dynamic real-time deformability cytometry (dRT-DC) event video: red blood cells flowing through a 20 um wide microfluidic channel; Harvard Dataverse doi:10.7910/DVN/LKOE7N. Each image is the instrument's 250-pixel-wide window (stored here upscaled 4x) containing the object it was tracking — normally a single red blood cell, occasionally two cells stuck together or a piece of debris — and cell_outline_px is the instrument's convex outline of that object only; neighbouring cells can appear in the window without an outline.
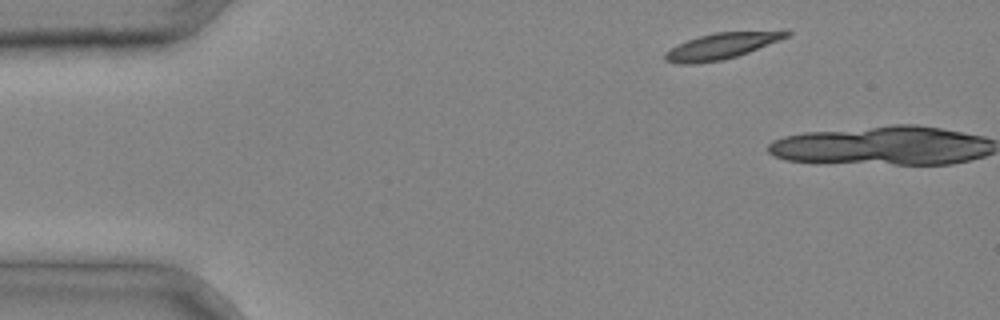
{"species": "common noctule bat (a hibernating species)", "species_latin": "Nyctalus noctula", "temperature_condition": "cold", "stored_images_in_passage": 2, "camera_frame_rate_fps": 3000, "um_per_image_px": 0.085, "animal": {"sex": "male", "body_mass_g": 20.4}, "frame": {"image": 1, "passage_image": 1, "time_ms": 0.0, "image_size_px": [1000, 320], "cell_outline_px": [[792, 32], [788, 36], [748, 52], [736, 56], [720, 60], [696, 64], [680, 64], [664, 60], [664, 52], [688, 40], [700, 36], [716, 32]], "centroid_in_image_um": [61.2, 3.94], "position_along_channel_um": 23.8, "area_um2": 17.63}}